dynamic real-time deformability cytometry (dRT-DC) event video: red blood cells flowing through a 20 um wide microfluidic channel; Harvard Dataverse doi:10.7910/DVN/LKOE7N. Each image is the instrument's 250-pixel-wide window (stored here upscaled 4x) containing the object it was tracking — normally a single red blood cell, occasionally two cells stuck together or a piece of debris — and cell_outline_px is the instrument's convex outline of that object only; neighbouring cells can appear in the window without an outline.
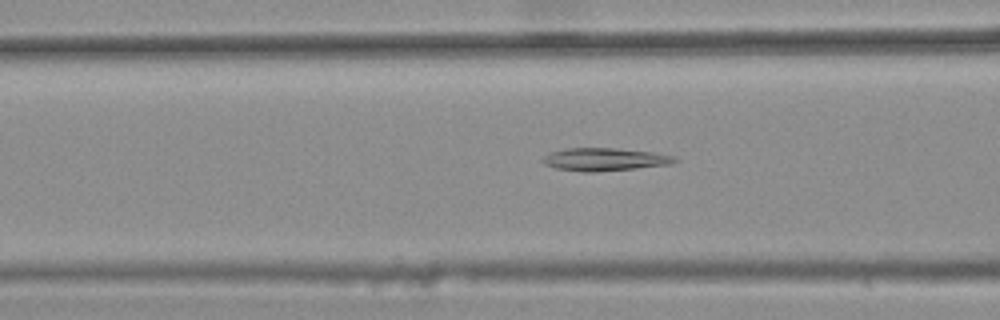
{"species": "common noctule bat (a hibernating species)", "species_latin": "Nyctalus noctula", "temperature_condition": "warm", "stored_images_in_passage": 31, "camera_frame_rate_fps": 3000, "um_per_image_px": 0.085, "animal": {"sex": "female", "body_mass_g": 25.1}, "frame": {"image": 1, "passage_image": 5, "time_ms": 1.333, "image_size_px": [1000, 320], "cell_outline_px": [[680, 160], [672, 164], [636, 168], [596, 172], [580, 172], [556, 168], [544, 164], [540, 160], [548, 152], [564, 148], [616, 148], [652, 152], [676, 156]], "centroid_in_image_um": [51.38, 13.54], "position_along_channel_um": 115.2, "area_um2": 17.86}}
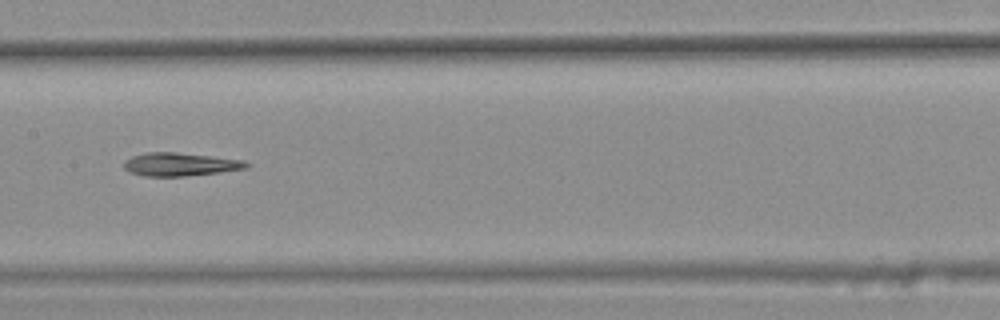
{"frame": {"image": 2, "passage_image": 11, "time_ms": 3.333, "image_size_px": [1000, 320], "cell_outline_px": [[252, 164], [248, 168], [220, 172], [184, 176], [144, 176], [132, 172], [124, 168], [124, 160], [132, 156], [148, 152], [176, 152], [244, 160]], "centroid_in_image_um": [15.34, 13.96], "position_along_channel_um": 192.1, "area_um2": 16.53}}
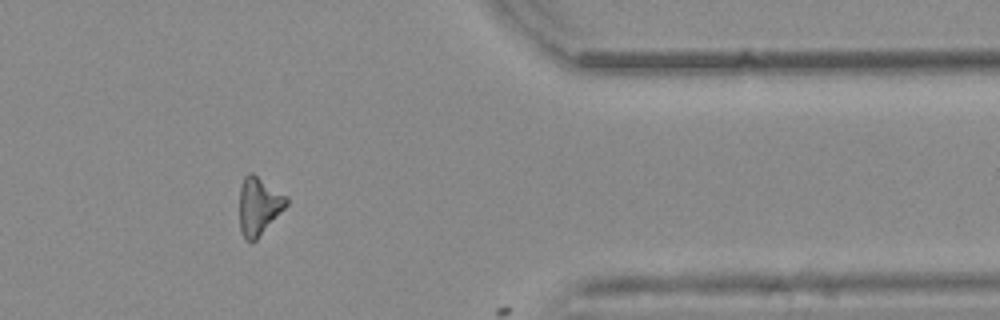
{"frame": {"image": 3, "passage_image": 28, "time_ms": 9.0, "image_size_px": [1000, 320], "cell_outline_px": [[288, 204], [256, 240], [252, 244], [248, 244], [240, 232], [240, 188], [244, 176], [248, 172], [252, 172], [288, 196]], "centroid_in_image_um": [21.99, 17.52], "position_along_channel_um": 389.4, "area_um2": 16.01}}